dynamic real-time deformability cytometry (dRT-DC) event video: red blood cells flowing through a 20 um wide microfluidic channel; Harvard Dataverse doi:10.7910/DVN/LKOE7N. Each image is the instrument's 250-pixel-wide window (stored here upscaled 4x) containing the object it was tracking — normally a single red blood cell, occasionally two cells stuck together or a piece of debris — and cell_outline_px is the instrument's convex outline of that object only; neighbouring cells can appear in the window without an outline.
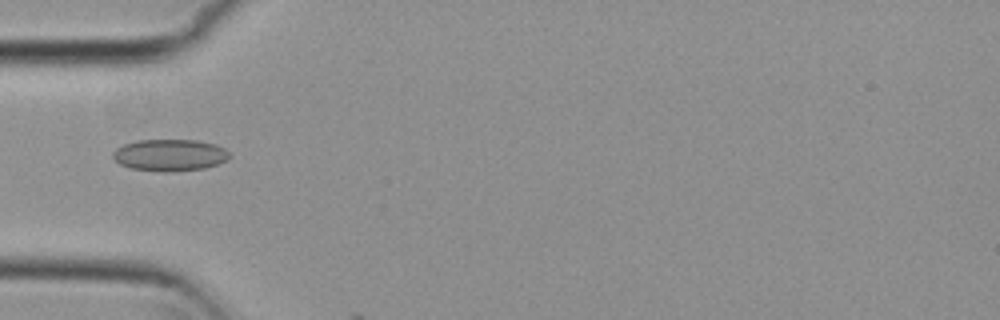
{"species": "common noctule bat (a hibernating species)", "species_latin": "Nyctalus noctula", "temperature_condition": "cold", "stored_images_in_passage": 4, "camera_frame_rate_fps": 3000, "um_per_image_px": 0.085, "animal": {"sex": "female", "body_mass_g": 29.2, "forearm_length_mm": 56.3}, "frame": {"image": 1, "passage_image": 3, "time_ms": 0.667, "image_size_px": [1000, 320], "cell_outline_px": [[232, 156], [228, 160], [204, 168], [172, 172], [164, 172], [132, 168], [120, 164], [112, 156], [112, 152], [116, 148], [124, 144], [136, 140], [196, 140], [216, 144], [224, 148]], "centroid_in_image_um": [14.45, 13.18], "position_along_channel_um": 70.6, "area_um2": 21.68}}